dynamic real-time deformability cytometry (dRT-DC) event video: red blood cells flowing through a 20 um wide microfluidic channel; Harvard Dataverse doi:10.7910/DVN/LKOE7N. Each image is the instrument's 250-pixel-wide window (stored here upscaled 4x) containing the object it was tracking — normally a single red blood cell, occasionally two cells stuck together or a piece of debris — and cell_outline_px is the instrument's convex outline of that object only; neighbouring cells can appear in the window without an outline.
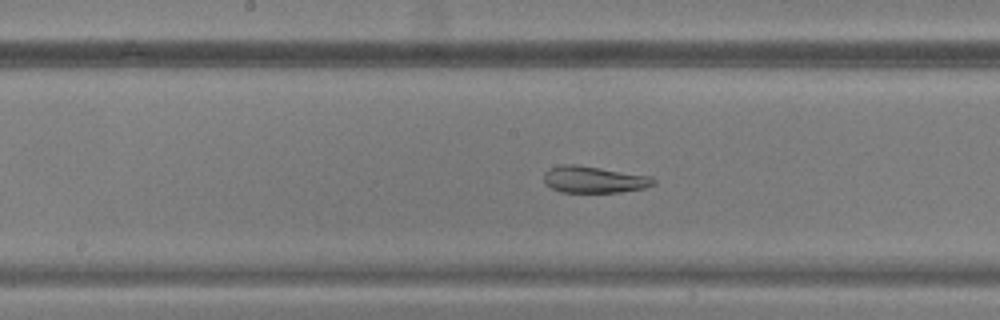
{"species": "common noctule bat (a hibernating species)", "species_latin": "Nyctalus noctula", "temperature_condition": "warm", "stored_images_in_passage": 44, "camera_frame_rate_fps": 3000, "um_per_image_px": 0.085, "animal": {"sex": "male", "body_mass_g": 20.5, "forearm_length_mm": 52.5}, "frame": {"image": 1, "passage_image": 22, "time_ms": 7.0, "image_size_px": [1000, 320], "cell_outline_px": [[656, 184], [644, 188], [620, 192], [560, 192], [544, 184], [544, 172], [548, 168], [564, 164], [576, 164], [652, 176], [656, 180]], "centroid_in_image_um": [50.48, 15.25], "position_along_channel_um": 197.7, "area_um2": 17.22}}
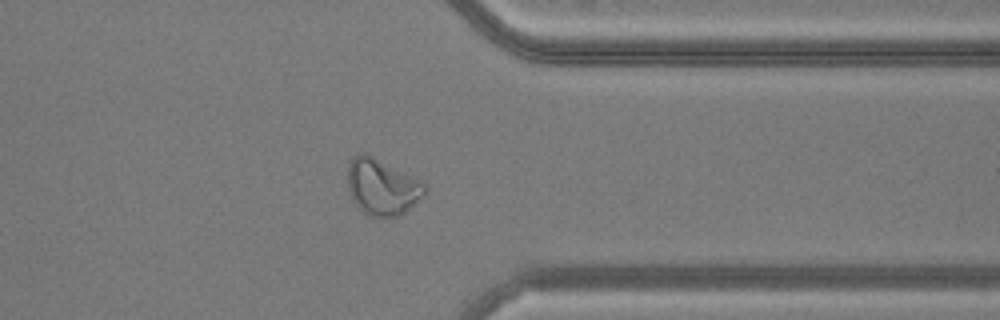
{"frame": {"image": 2, "passage_image": 35, "time_ms": 11.333, "image_size_px": [1000, 320], "cell_outline_px": [[424, 196], [416, 204], [400, 216], [368, 216], [352, 200], [348, 188], [348, 168], [352, 156], [360, 152], [364, 152], [372, 156], [424, 184]], "centroid_in_image_um": [32.43, 15.91], "position_along_channel_um": 379.0, "area_um2": 24.68}}
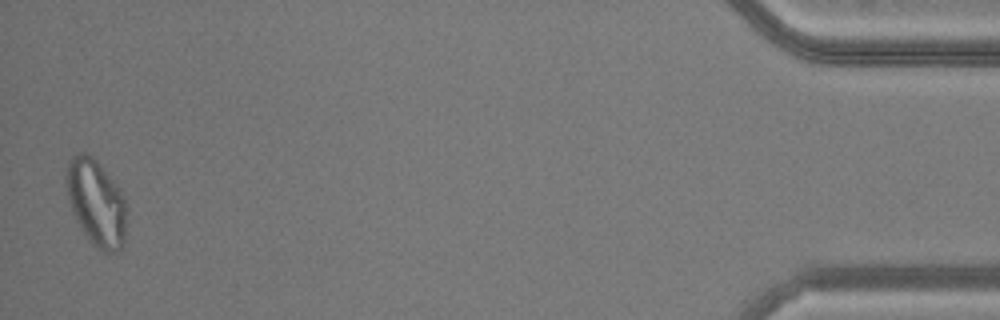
{"frame": {"image": 3, "passage_image": 44, "time_ms": 14.333, "image_size_px": [1000, 320], "cell_outline_px": [[128, 208], [124, 244], [116, 252], [100, 252], [96, 248], [84, 232], [76, 220], [72, 212], [68, 200], [64, 180], [64, 172], [68, 160], [72, 156], [80, 152], [84, 152], [92, 156], [96, 160], [120, 188], [124, 196]], "centroid_in_image_um": [8.18, 17.21], "position_along_channel_um": 427.0, "area_um2": 31.1}}